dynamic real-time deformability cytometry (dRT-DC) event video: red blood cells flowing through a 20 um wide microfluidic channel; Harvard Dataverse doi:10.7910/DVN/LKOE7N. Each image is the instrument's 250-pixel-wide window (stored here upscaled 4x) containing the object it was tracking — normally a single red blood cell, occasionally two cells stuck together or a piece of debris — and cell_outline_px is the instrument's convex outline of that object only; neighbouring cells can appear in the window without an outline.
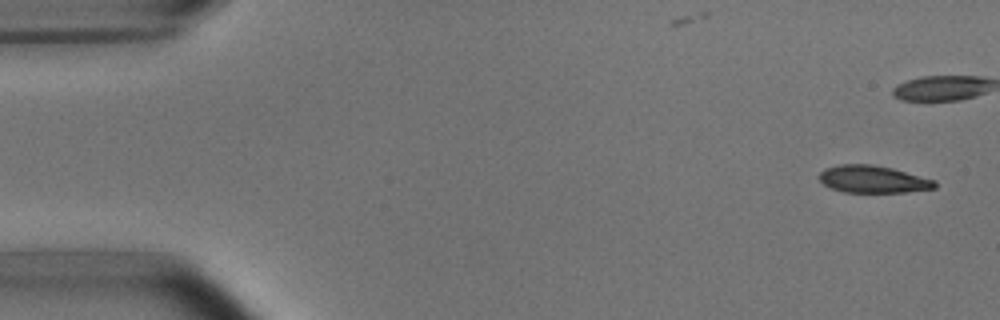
{"species": "common noctule bat (a hibernating species)", "species_latin": "Nyctalus noctula", "temperature_condition": "room temperature", "stored_images_in_passage": 7, "camera_frame_rate_fps": 3000, "um_per_image_px": 0.085, "animal": {"sex": "male", "body_mass_g": 15.6}, "frame": {"image": 1, "passage_image": 1, "time_ms": 0.0, "image_size_px": [1000, 320], "cell_outline_px": [[936, 188], [904, 192], [844, 192], [832, 188], [824, 184], [820, 180], [820, 172], [824, 168], [840, 164], [872, 164], [892, 168], [936, 180]], "centroid_in_image_um": [74.21, 15.23], "position_along_channel_um": 10.8, "area_um2": 18.32}}
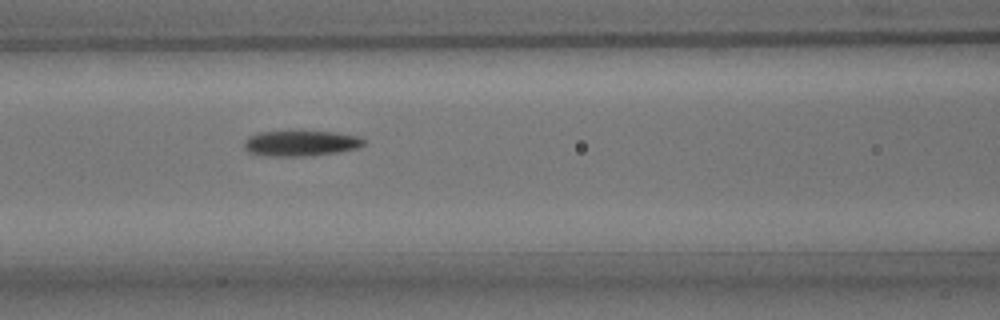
{"frame": {"image": 2, "passage_image": 7, "time_ms": 7.667, "image_size_px": [1000, 320], "cell_outline_px": [[364, 144], [360, 148], [336, 152], [308, 156], [264, 156], [248, 152], [244, 148], [244, 140], [248, 136], [260, 132], [292, 128], [336, 132], [360, 136], [364, 140]], "centroid_in_image_um": [25.54, 12.12], "position_along_channel_um": 141.1, "area_um2": 18.9}}